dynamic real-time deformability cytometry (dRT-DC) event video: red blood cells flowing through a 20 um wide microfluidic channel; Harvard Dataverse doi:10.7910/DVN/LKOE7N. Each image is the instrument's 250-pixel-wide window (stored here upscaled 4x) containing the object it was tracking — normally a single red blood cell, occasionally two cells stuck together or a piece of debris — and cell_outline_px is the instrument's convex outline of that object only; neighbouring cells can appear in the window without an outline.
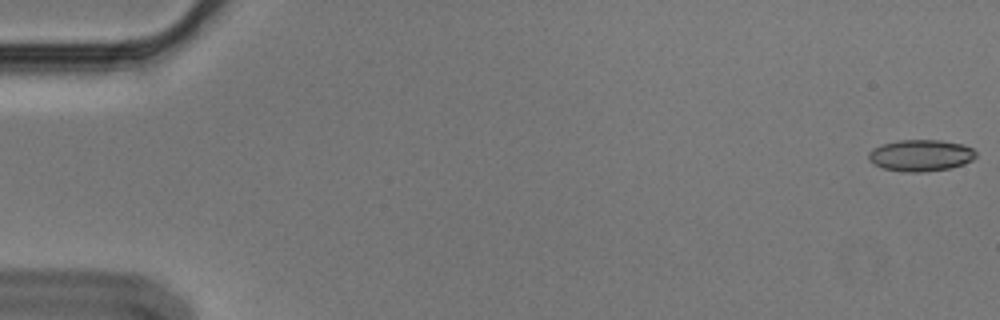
{"species": "Egyptian fruit bat (a non-hibernating species)", "species_latin": "Rousettus aegyptiacus", "temperature_condition": "cold", "stored_images_in_passage": 7, "camera_frame_rate_fps": 3000, "um_per_image_px": 0.085, "animal": {"sex": "male"}, "frame": {"image": 1, "passage_image": 1, "time_ms": 0.0, "image_size_px": [1000, 320], "cell_outline_px": [[976, 156], [972, 160], [964, 164], [952, 168], [920, 172], [904, 172], [884, 168], [868, 160], [868, 152], [872, 148], [884, 144], [900, 140], [940, 140], [964, 144], [972, 148], [976, 152]], "centroid_in_image_um": [78.28, 13.21], "position_along_channel_um": 6.7, "area_um2": 19.77}}
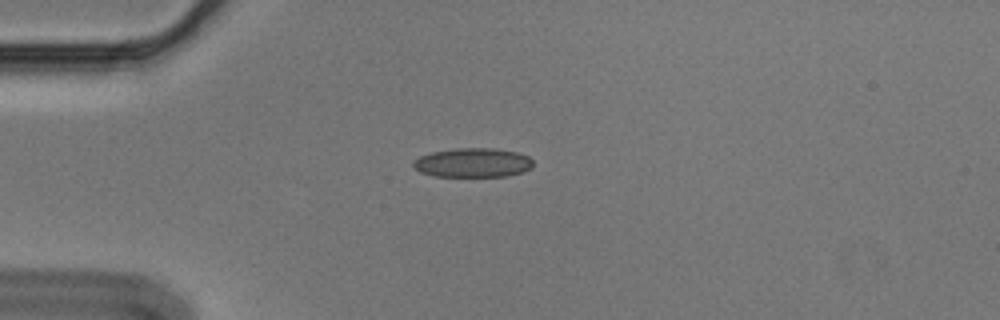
{"frame": {"image": 2, "passage_image": 5, "time_ms": 1.333, "image_size_px": [1000, 320], "cell_outline_px": [[532, 168], [524, 172], [508, 176], [432, 176], [420, 172], [412, 168], [412, 160], [420, 156], [432, 152], [456, 148], [492, 148], [516, 152], [528, 156], [532, 160]], "centroid_in_image_um": [40.16, 13.83], "position_along_channel_um": 44.8, "area_um2": 20.58}}
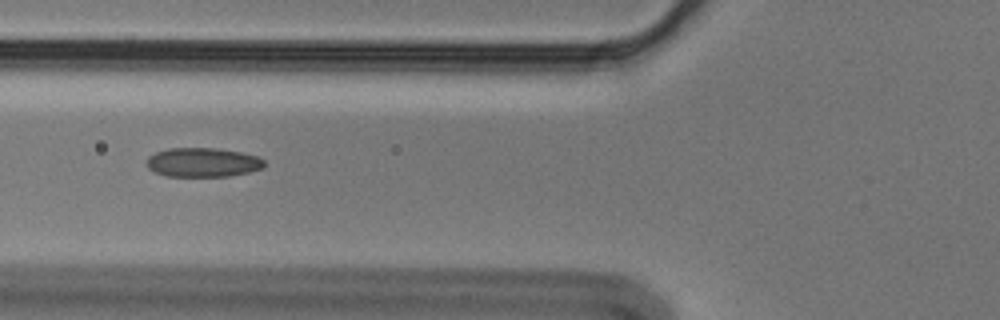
{"frame": {"image": 3, "passage_image": 7, "time_ms": 2.0, "image_size_px": [1000, 320], "cell_outline_px": [[264, 168], [232, 176], [164, 176], [148, 168], [144, 164], [148, 156], [156, 152], [168, 148], [216, 148], [240, 152], [260, 156], [264, 160]], "centroid_in_image_um": [17.23, 13.8], "position_along_channel_um": 108.6, "area_um2": 20.23}}